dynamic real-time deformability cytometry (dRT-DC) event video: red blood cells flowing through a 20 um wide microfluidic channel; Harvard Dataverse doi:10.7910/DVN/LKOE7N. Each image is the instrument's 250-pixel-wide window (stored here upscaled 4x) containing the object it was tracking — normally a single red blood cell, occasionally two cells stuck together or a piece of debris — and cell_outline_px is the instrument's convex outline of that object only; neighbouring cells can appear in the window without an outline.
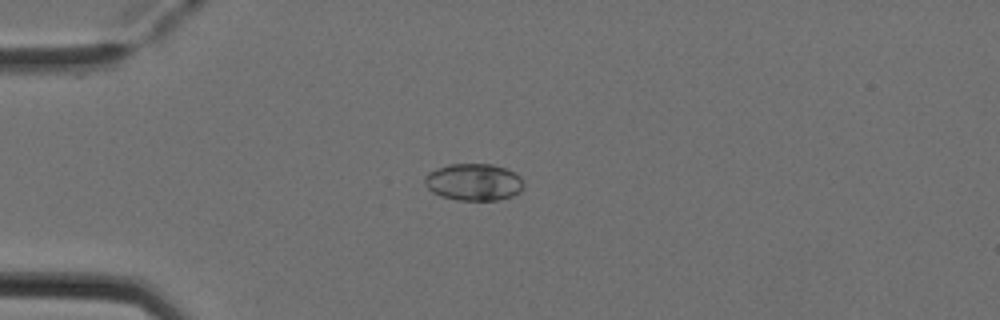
{"species": "Egyptian fruit bat (a non-hibernating species)", "species_latin": "Rousettus aegyptiacus", "temperature_condition": "cold", "stored_images_in_passage": 5, "camera_frame_rate_fps": 3000, "um_per_image_px": 0.085, "animal": {"sex": "female"}, "frame": {"image": 1, "passage_image": 3, "time_ms": 0.667, "image_size_px": [1000, 320], "cell_outline_px": [[524, 184], [520, 192], [512, 196], [496, 200], [456, 200], [440, 196], [432, 192], [424, 184], [424, 176], [428, 172], [436, 168], [448, 164], [492, 164], [504, 168], [520, 176]], "centroid_in_image_um": [40.23, 15.48], "position_along_channel_um": 44.8, "area_um2": 21.44}}
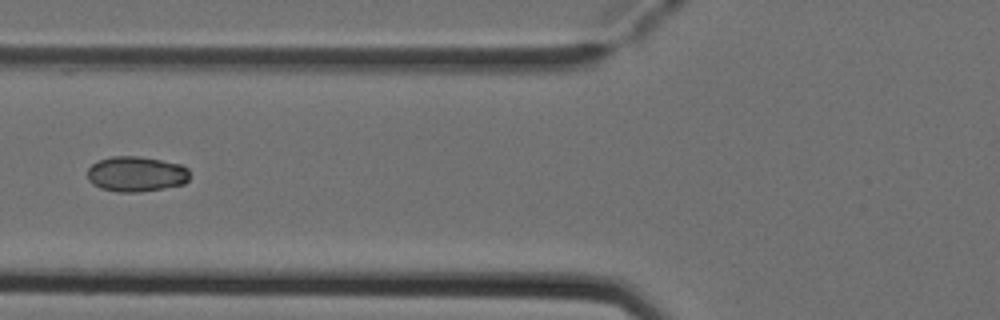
{"frame": {"image": 2, "passage_image": 5, "time_ms": 1.333, "image_size_px": [1000, 320], "cell_outline_px": [[188, 180], [184, 184], [164, 188], [140, 192], [116, 192], [100, 188], [92, 184], [88, 180], [88, 168], [92, 164], [100, 160], [112, 156], [140, 156], [180, 164], [188, 168]], "centroid_in_image_um": [11.56, 14.8], "position_along_channel_um": 114.2, "area_um2": 21.1}}